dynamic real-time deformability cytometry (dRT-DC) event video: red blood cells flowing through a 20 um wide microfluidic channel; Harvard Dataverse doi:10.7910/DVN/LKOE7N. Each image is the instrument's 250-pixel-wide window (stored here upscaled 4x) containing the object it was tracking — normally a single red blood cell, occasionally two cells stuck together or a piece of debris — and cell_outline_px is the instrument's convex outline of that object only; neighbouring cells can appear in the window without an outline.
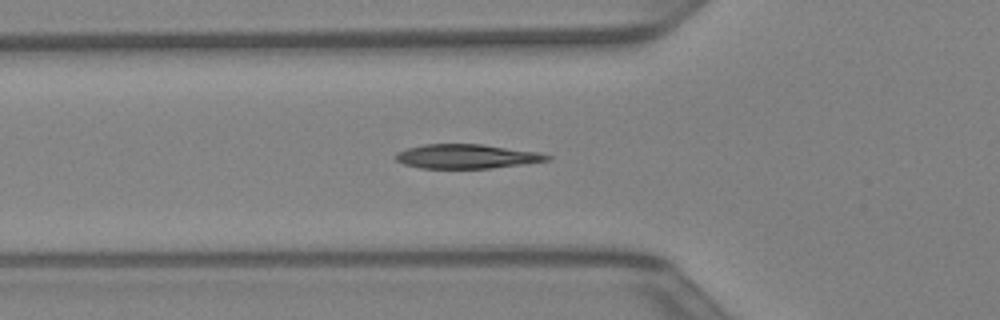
{"species": "Egyptian fruit bat (a non-hibernating species)", "species_latin": "Rousettus aegyptiacus", "temperature_condition": "warm", "stored_images_in_passage": 39, "camera_frame_rate_fps": 3000, "um_per_image_px": 0.085, "animal": {"sex": "female"}, "frame": {"image": 1, "passage_image": 14, "time_ms": 4.333, "image_size_px": [1000, 320], "cell_outline_px": [[552, 156], [548, 160], [524, 164], [492, 168], [420, 168], [404, 164], [396, 160], [392, 156], [396, 152], [408, 148], [424, 144], [480, 144], [540, 152]], "centroid_in_image_um": [39.64, 13.29], "position_along_channel_um": 86.2, "area_um2": 21.44}}
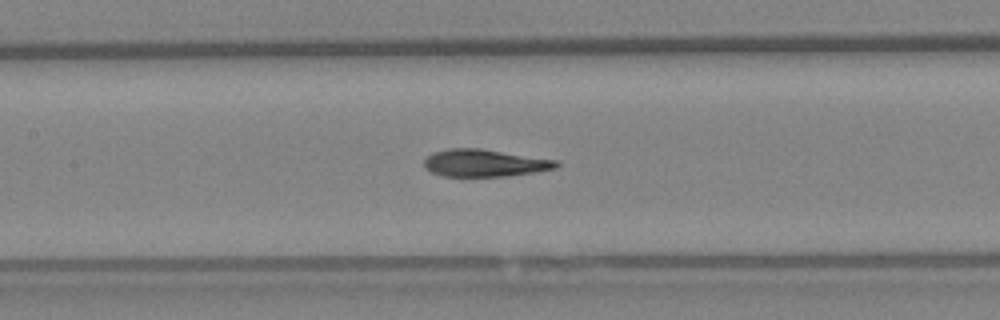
{"frame": {"image": 2, "passage_image": 19, "time_ms": 6.0, "image_size_px": [1000, 320], "cell_outline_px": [[560, 164], [556, 168], [532, 172], [504, 176], [444, 176], [432, 172], [424, 168], [424, 160], [432, 152], [448, 148], [480, 148], [556, 160]], "centroid_in_image_um": [41.14, 13.84], "position_along_channel_um": 166.3, "area_um2": 20.87}}
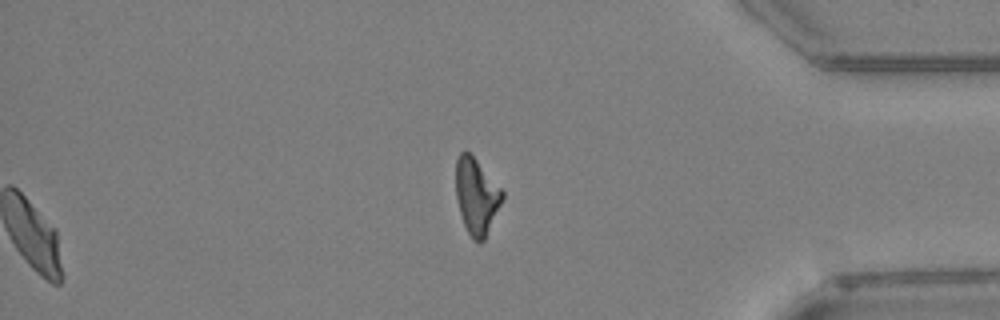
{"frame": {"image": 3, "passage_image": 35, "time_ms": 11.333, "image_size_px": [1000, 320], "cell_outline_px": [[504, 200], [484, 240], [480, 244], [472, 240], [464, 224], [460, 212], [456, 196], [456, 160], [460, 152], [468, 152], [476, 160], [504, 192]], "centroid_in_image_um": [40.51, 16.72], "position_along_channel_um": 394.7, "area_um2": 20.46}}